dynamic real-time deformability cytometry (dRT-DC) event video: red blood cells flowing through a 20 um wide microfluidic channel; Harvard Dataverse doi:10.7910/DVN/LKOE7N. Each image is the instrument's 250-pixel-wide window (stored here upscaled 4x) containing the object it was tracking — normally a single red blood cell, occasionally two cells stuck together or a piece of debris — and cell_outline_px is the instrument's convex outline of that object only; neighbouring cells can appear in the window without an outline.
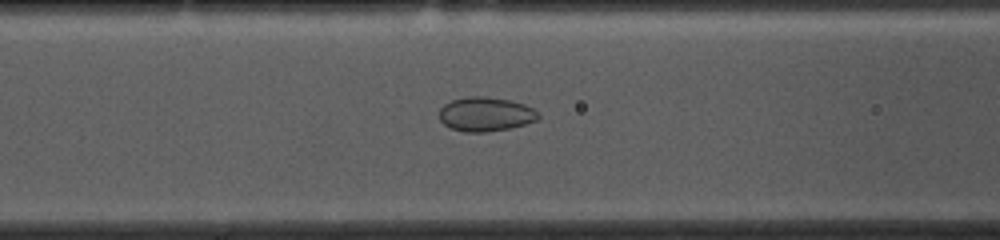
{"species": "common noctule bat (a hibernating species)", "species_latin": "Nyctalus noctula", "temperature_condition": "cold", "stored_images_in_passage": 53, "camera_frame_rate_fps": 3000, "um_per_image_px": 0.085, "animal": {"sex": "female", "body_mass_g": 10.0, "forearm_length_mm": 53.1}, "frame": {"image": 1, "passage_image": 20, "time_ms": 6.333, "image_size_px": [1000, 240], "cell_outline_px": [[540, 116], [536, 120], [512, 128], [488, 132], [464, 132], [452, 128], [444, 124], [440, 120], [440, 108], [444, 104], [452, 100], [468, 96], [484, 96], [508, 100], [524, 104], [540, 112]], "centroid_in_image_um": [41.28, 9.71], "position_along_channel_um": 125.3, "area_um2": 19.77}}
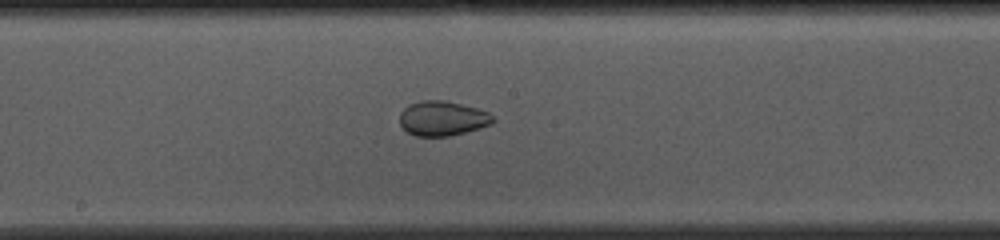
{"frame": {"image": 2, "passage_image": 27, "time_ms": 8.667, "image_size_px": [1000, 240], "cell_outline_px": [[496, 120], [492, 124], [480, 128], [448, 136], [416, 136], [408, 132], [400, 124], [400, 112], [408, 104], [424, 100], [444, 100], [476, 108], [488, 112]], "centroid_in_image_um": [37.61, 10.06], "position_along_channel_um": 210.6, "area_um2": 18.79}}
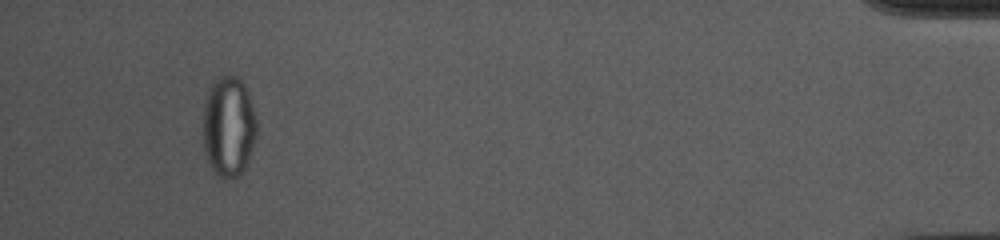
{"frame": {"image": 3, "passage_image": 50, "time_ms": 16.333, "image_size_px": [1000, 240], "cell_outline_px": [[256, 136], [248, 160], [240, 176], [228, 180], [220, 176], [212, 168], [208, 160], [204, 148], [204, 108], [208, 92], [212, 84], [220, 76], [240, 76], [248, 92], [252, 104], [256, 120]], "centroid_in_image_um": [19.45, 10.76], "position_along_channel_um": 415.7, "area_um2": 31.15}, "authors_computed_cell_mechanics": {"area_um2": 24.5072, "velocity_mm_per_s": 3.6593, "shape_relaxation_time_tau1_ms": null, "shape_relaxation_time_tau2_ms": 1.53, "deformation_change_tau1": null, "deformation_change_tau2": 0.0443}}